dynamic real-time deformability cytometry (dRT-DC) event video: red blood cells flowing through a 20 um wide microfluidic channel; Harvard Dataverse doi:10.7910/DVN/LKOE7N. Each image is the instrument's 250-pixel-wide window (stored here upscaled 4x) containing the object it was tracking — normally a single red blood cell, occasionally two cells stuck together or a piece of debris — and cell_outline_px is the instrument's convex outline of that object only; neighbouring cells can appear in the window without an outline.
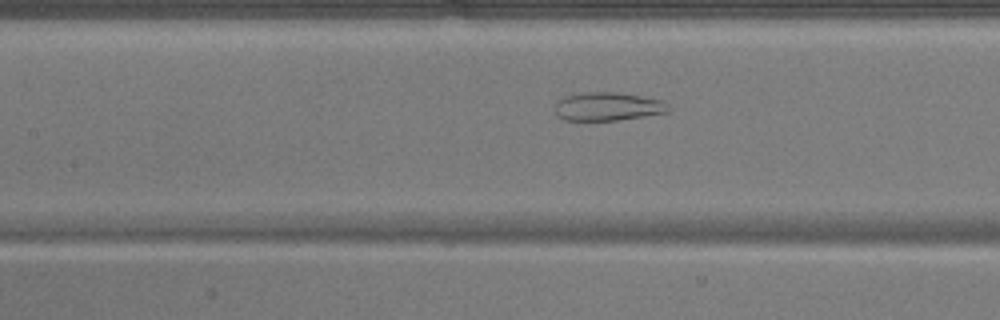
{"species": "common noctule bat (a hibernating species)", "species_latin": "Nyctalus noctula", "temperature_condition": "warm", "stored_images_in_passage": 28, "camera_frame_rate_fps": 3000, "um_per_image_px": 0.085, "animal": {"sex": "male", "body_mass_g": 17.9}, "frame": {"image": 1, "passage_image": 19, "time_ms": 6.0, "image_size_px": [1000, 320], "cell_outline_px": [[672, 108], [668, 112], [644, 116], [616, 120], [564, 120], [556, 116], [552, 108], [564, 96], [584, 92], [616, 92], [664, 100]], "centroid_in_image_um": [51.65, 9.05], "position_along_channel_um": 155.8, "area_um2": 18.96}}
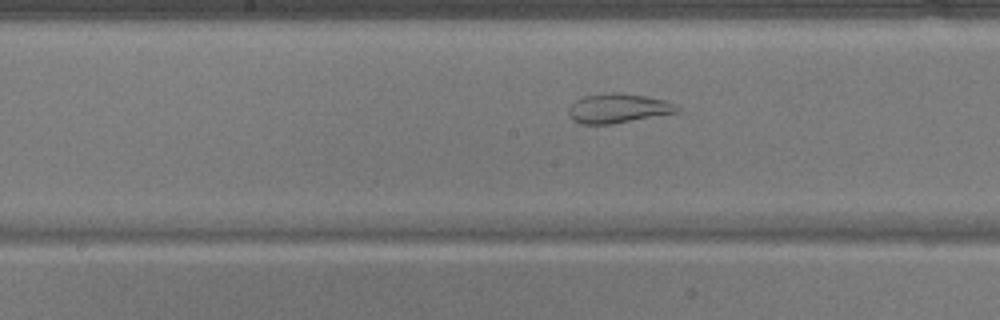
{"frame": {"image": 2, "passage_image": 22, "time_ms": 7.0, "image_size_px": [1000, 320], "cell_outline_px": [[680, 112], [612, 124], [580, 124], [572, 120], [568, 112], [568, 108], [576, 100], [584, 96], [612, 92], [620, 92], [644, 96], [664, 100], [680, 108]], "centroid_in_image_um": [52.51, 9.21], "position_along_channel_um": 195.7, "area_um2": 18.55}}